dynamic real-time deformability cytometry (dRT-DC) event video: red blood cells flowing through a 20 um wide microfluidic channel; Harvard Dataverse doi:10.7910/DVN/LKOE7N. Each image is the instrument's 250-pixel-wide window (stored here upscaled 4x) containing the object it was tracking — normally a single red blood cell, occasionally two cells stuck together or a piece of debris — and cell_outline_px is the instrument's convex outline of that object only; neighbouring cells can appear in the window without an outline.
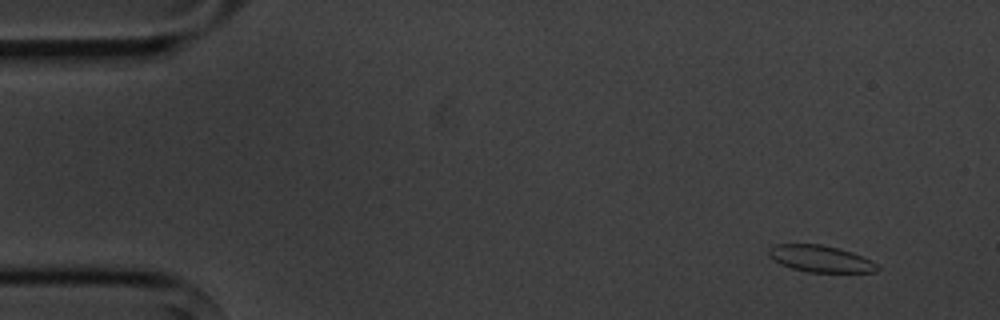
{"species": "common noctule bat (a hibernating species)", "species_latin": "Nyctalus noctula", "temperature_condition": "cold", "stored_images_in_passage": 4, "camera_frame_rate_fps": 3000, "um_per_image_px": 0.085, "animal": {"sex": "male", "body_mass_g": 20.1, "forearm_length_mm": 53.5}, "frame": {"image": 1, "passage_image": 1, "time_ms": 0.0, "image_size_px": [1000, 320], "cell_outline_px": [[880, 268], [876, 272], [808, 272], [792, 268], [780, 264], [768, 256], [768, 248], [776, 244], [820, 244], [840, 248], [852, 252], [876, 264]], "centroid_in_image_um": [69.7, 21.99], "position_along_channel_um": 15.3, "area_um2": 16.82}}
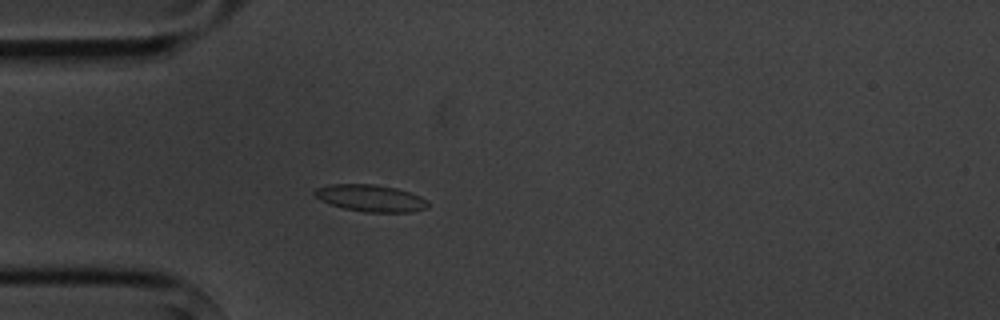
{"frame": {"image": 2, "passage_image": 4, "time_ms": 3.667, "image_size_px": [1000, 320], "cell_outline_px": [[428, 208], [412, 212], [364, 212], [344, 208], [320, 200], [312, 192], [316, 188], [332, 184], [372, 184], [396, 188], [412, 192], [428, 200]], "centroid_in_image_um": [31.54, 16.84], "position_along_channel_um": 53.5, "area_um2": 17.8}}